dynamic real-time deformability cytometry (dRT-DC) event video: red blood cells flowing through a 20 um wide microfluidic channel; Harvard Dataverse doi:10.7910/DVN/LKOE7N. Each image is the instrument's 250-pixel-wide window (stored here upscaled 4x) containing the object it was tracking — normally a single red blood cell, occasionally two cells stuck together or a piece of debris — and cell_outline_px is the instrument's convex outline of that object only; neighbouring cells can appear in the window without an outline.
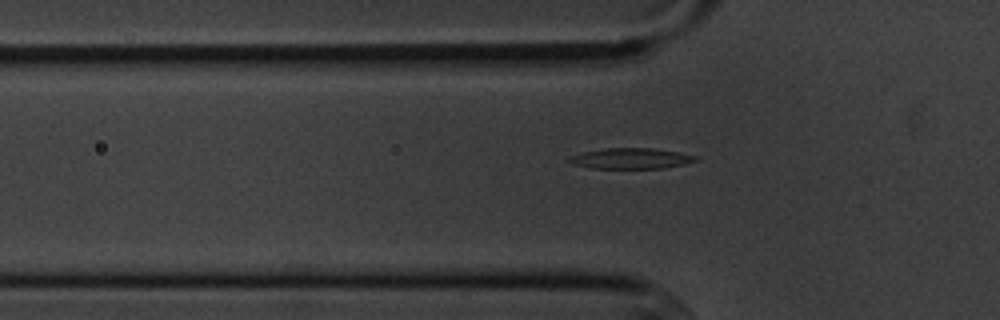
{"species": "common noctule bat (a hibernating species)", "species_latin": "Nyctalus noctula", "temperature_condition": "cold", "stored_images_in_passage": 7, "segment_of_instrument_passage": [2, 2], "camera_frame_rate_fps": 3000, "um_per_image_px": 0.085, "animal": {"sex": "male", "body_mass_g": 20.1, "forearm_length_mm": 53.5}, "frame": {"image": 1, "passage_image": 7, "time_ms": 7.0, "image_size_px": [1000, 320], "cell_outline_px": [[696, 160], [684, 164], [664, 168], [592, 168], [572, 164], [568, 160], [568, 156], [584, 152], [604, 148], [652, 148], [680, 152], [696, 156]], "centroid_in_image_um": [53.6, 13.46], "position_along_channel_um": 72.2, "area_um2": 15.14}}